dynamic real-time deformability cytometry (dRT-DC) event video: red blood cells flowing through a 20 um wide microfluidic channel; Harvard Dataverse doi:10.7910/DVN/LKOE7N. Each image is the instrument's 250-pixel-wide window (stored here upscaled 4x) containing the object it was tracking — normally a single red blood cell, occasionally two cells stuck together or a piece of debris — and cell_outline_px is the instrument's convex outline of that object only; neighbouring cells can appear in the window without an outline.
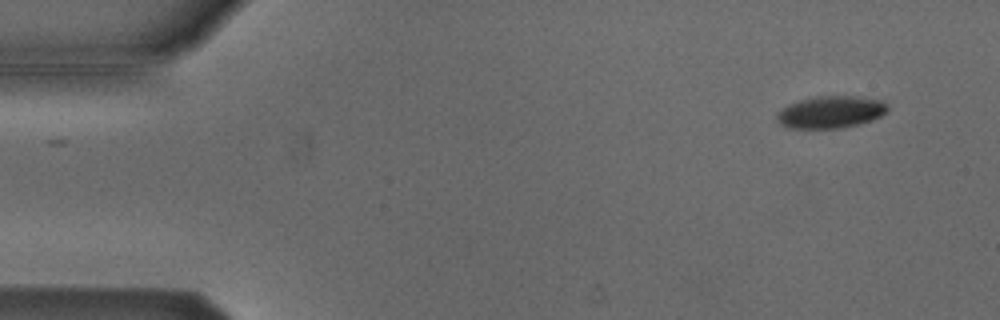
{"species": "Egyptian fruit bat (a non-hibernating species)", "species_latin": "Rousettus aegyptiacus", "temperature_condition": "cold", "stored_images_in_passage": 50, "camera_frame_rate_fps": 3000, "um_per_image_px": 0.085, "animal": {"sex": "male"}, "frame": {"image": 1, "passage_image": 1, "time_ms": 0.0, "image_size_px": [1000, 320], "cell_outline_px": [[888, 108], [880, 116], [872, 120], [860, 124], [840, 128], [788, 128], [780, 124], [776, 120], [776, 116], [784, 108], [800, 100], [816, 96], [852, 96], [880, 100], [888, 104]], "centroid_in_image_um": [70.62, 9.53], "position_along_channel_um": 14.4, "area_um2": 20.46}}
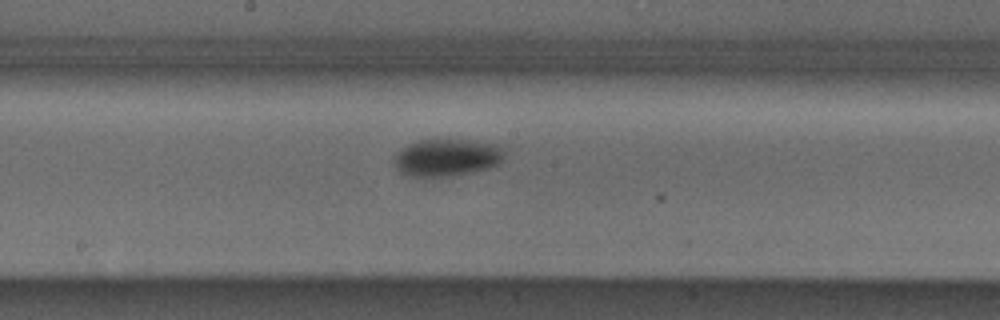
{"frame": {"image": 2, "passage_image": 25, "time_ms": 8.0, "image_size_px": [1000, 320], "cell_outline_px": [[508, 148], [504, 160], [500, 164], [488, 168], [472, 172], [448, 176], [408, 176], [400, 172], [392, 164], [392, 160], [396, 152], [400, 148], [408, 144], [420, 140], [468, 140], [508, 144]], "centroid_in_image_um": [38.07, 13.37], "position_along_channel_um": 210.1, "area_um2": 24.8}}
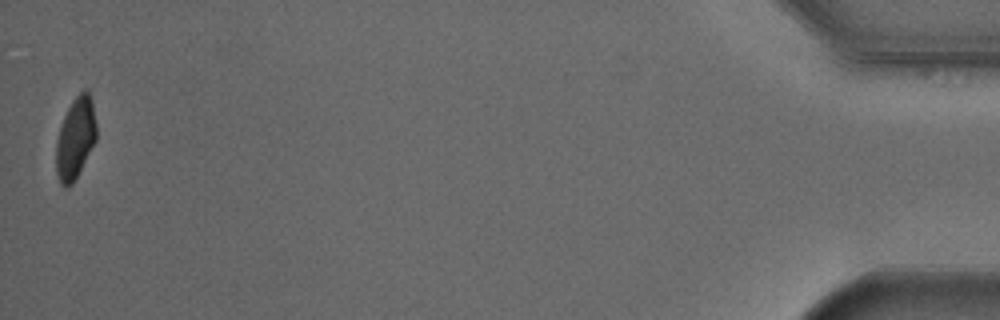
{"frame": {"image": 3, "passage_image": 50, "time_ms": 16.333, "image_size_px": [1000, 320], "cell_outline_px": [[96, 140], [72, 184], [68, 188], [64, 188], [60, 184], [56, 172], [56, 140], [64, 116], [72, 100], [84, 88], [88, 88], [92, 100], [96, 124]], "centroid_in_image_um": [6.41, 11.73], "position_along_channel_um": 428.8, "area_um2": 19.13}, "authors_computed_cell_mechanics": {"area_um2": 22.9177, "velocity_mm_per_s": 3.8156, "shape_relaxation_time_tau1_ms": 1.8776, "shape_relaxation_time_tau2_ms": null, "deformation_change_tau1": 0.0784, "deformation_change_tau2": null}}